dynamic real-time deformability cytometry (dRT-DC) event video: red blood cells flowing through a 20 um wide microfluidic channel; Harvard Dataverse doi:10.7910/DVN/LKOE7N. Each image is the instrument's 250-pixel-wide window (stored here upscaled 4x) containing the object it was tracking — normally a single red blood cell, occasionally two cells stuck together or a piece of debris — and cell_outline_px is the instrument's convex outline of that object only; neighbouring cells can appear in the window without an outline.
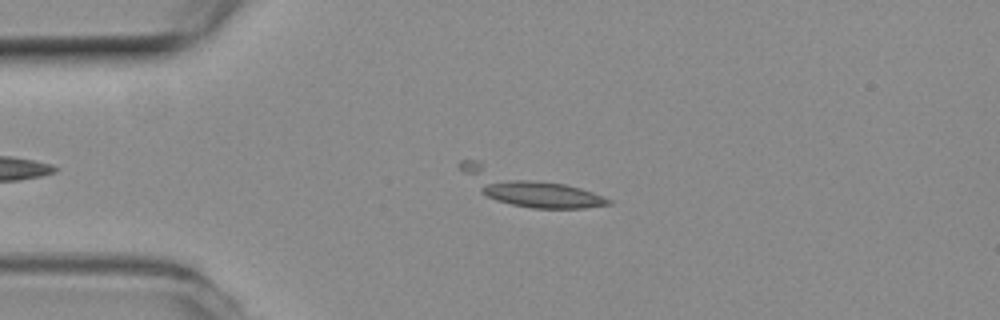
{"species": "common noctule bat (a hibernating species)", "species_latin": "Nyctalus noctula", "temperature_condition": "room temperature", "stored_images_in_passage": 6, "camera_frame_rate_fps": 3000, "um_per_image_px": 0.085, "animal": {"sex": "female", "body_mass_g": 19.3, "forearm_length_mm": 54.1}, "frame": {"image": 1, "passage_image": 4, "time_ms": 1.0, "image_size_px": [1000, 320], "cell_outline_px": [[612, 204], [584, 208], [532, 208], [512, 204], [496, 200], [480, 192], [456, 164], [460, 160], [480, 160], [580, 188], [604, 196], [612, 200]], "centroid_in_image_um": [44.8, 15.97], "position_along_channel_um": 40.2, "area_um2": 28.21}}
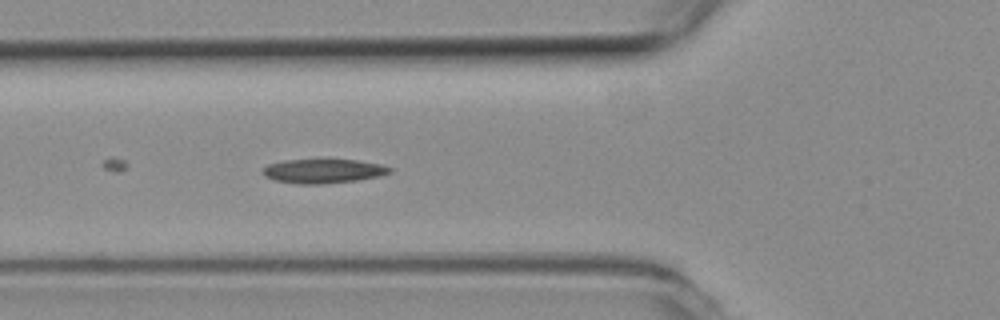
{"frame": {"image": 2, "passage_image": 6, "time_ms": 1.667, "image_size_px": [1000, 320], "cell_outline_px": [[392, 172], [380, 176], [356, 180], [320, 184], [300, 184], [276, 180], [264, 176], [260, 172], [268, 164], [284, 160], [356, 160], [380, 164], [392, 168]], "centroid_in_image_um": [27.47, 14.54], "position_along_channel_um": 98.3, "area_um2": 17.74}}